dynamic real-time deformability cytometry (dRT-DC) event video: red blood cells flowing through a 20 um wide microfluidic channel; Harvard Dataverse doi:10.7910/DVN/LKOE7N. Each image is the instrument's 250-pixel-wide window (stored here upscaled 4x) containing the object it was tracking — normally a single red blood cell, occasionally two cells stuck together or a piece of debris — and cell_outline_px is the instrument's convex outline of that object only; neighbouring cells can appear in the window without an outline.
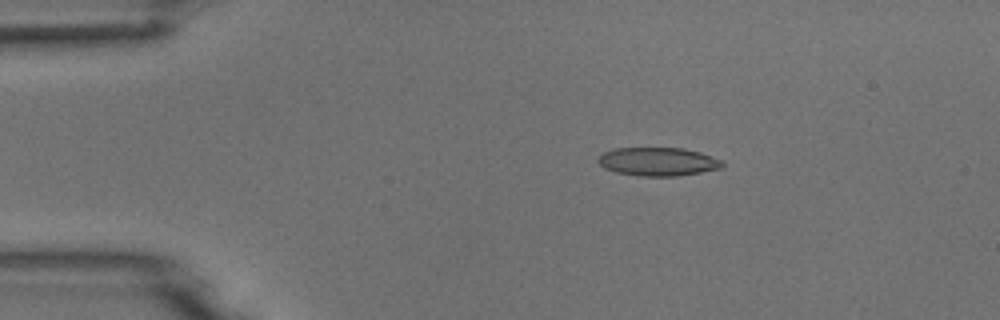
{"species": "common noctule bat (a hibernating species)", "species_latin": "Nyctalus noctula", "temperature_condition": "room temperature", "stored_images_in_passage": 51, "camera_frame_rate_fps": 3000, "um_per_image_px": 0.085, "animal": {"sex": "male", "body_mass_g": 18.8}, "frame": {"image": 1, "passage_image": 8, "time_ms": 2.333, "image_size_px": [1000, 320], "cell_outline_px": [[724, 164], [720, 168], [700, 172], [676, 176], [640, 176], [616, 172], [604, 168], [596, 160], [604, 152], [616, 148], [684, 148], [700, 152], [724, 160]], "centroid_in_image_um": [55.94, 13.73], "position_along_channel_um": 29.1, "area_um2": 20.58}}
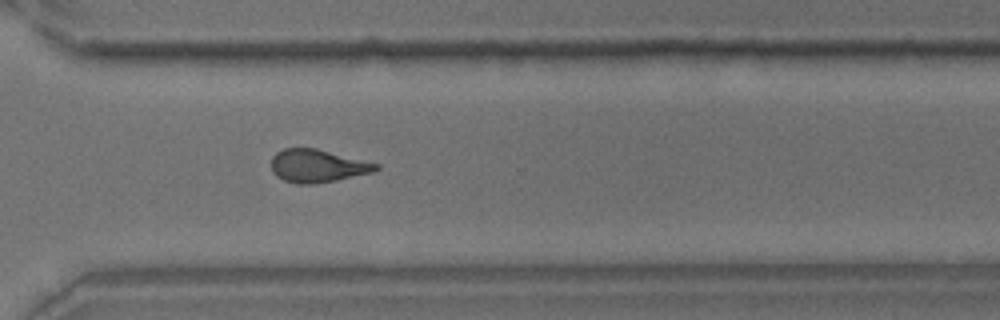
{"frame": {"image": 2, "passage_image": 37, "time_ms": 12.0, "image_size_px": [1000, 320], "cell_outline_px": [[380, 168], [376, 172], [316, 184], [296, 184], [284, 180], [276, 176], [272, 172], [272, 156], [276, 152], [284, 148], [316, 148], [380, 164]], "centroid_in_image_um": [27.01, 14.1], "position_along_channel_um": 343.6, "area_um2": 20.29}}
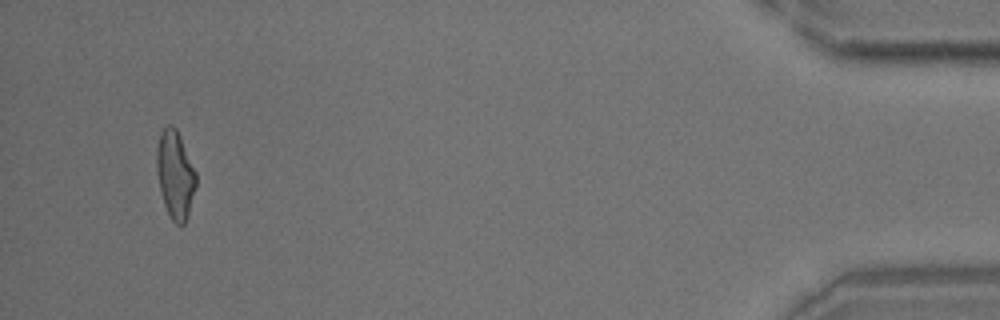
{"frame": {"image": 3, "passage_image": 49, "time_ms": 16.0, "image_size_px": [1000, 320], "cell_outline_px": [[196, 188], [184, 224], [176, 224], [172, 220], [164, 204], [160, 188], [156, 168], [156, 148], [160, 132], [168, 124], [172, 124], [176, 128], [180, 136], [196, 172]], "centroid_in_image_um": [14.88, 14.8], "position_along_channel_um": 420.3, "area_um2": 20.0}}